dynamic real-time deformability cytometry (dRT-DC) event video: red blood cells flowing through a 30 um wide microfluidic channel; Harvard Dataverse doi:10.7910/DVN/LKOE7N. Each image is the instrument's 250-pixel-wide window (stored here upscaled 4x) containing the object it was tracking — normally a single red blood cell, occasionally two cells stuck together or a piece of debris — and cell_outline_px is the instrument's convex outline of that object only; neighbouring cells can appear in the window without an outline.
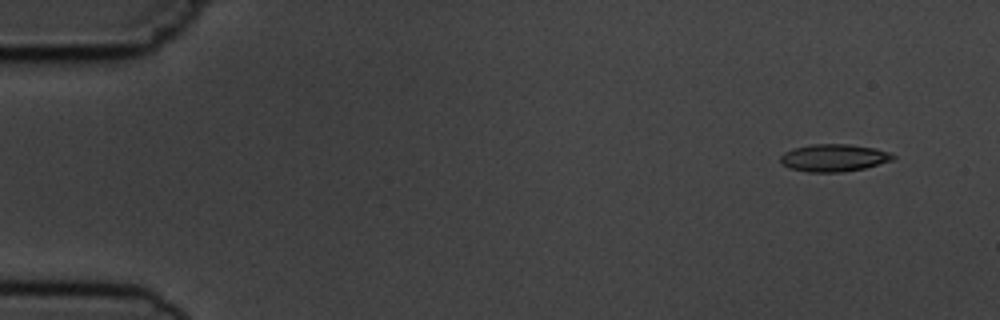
{"species": "common noctule bat (a hibernating species)", "species_latin": "Nyctalus noctula", "temperature_condition": "cold", "stored_images_in_passage": 8, "camera_frame_rate_fps": 3000, "um_per_image_px": 0.085, "animal": {"sex": "male", "body_mass_g": 19.5, "forearm_length_mm": 54.6}, "frame": {"image": 1, "passage_image": 1, "time_ms": 0.0, "image_size_px": [1000, 320], "cell_outline_px": [[896, 156], [892, 160], [864, 168], [844, 172], [808, 172], [788, 168], [780, 160], [780, 156], [784, 152], [792, 148], [812, 144], [848, 144], [872, 148], [888, 152]], "centroid_in_image_um": [70.83, 13.42], "position_along_channel_um": 14.2, "area_um2": 17.86}}
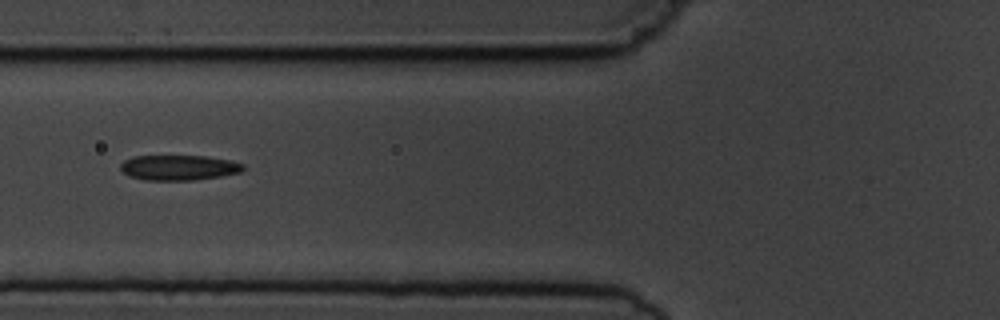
{"frame": {"image": 2, "passage_image": 6, "time_ms": 5.667, "image_size_px": [1000, 320], "cell_outline_px": [[244, 168], [240, 172], [220, 176], [192, 180], [144, 180], [128, 176], [120, 168], [120, 164], [124, 160], [132, 156], [208, 156], [228, 160], [244, 164]], "centroid_in_image_um": [15.16, 14.24], "position_along_channel_um": 110.6, "area_um2": 17.98}}
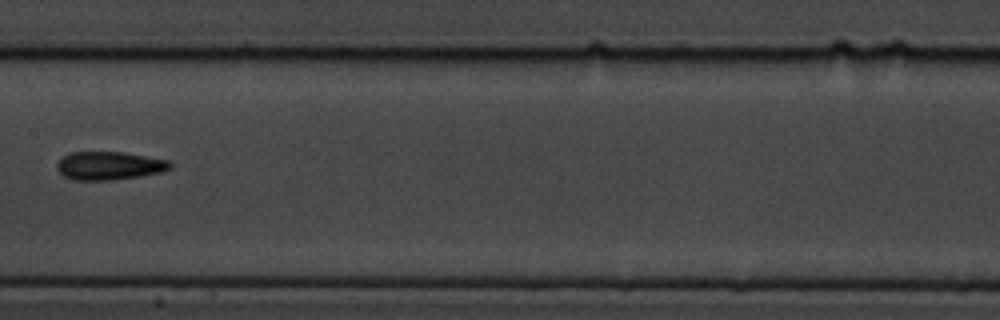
{"frame": {"image": 3, "passage_image": 8, "time_ms": 8.0, "image_size_px": [1000, 320], "cell_outline_px": [[172, 168], [160, 172], [140, 176], [112, 180], [72, 180], [64, 176], [56, 168], [56, 164], [68, 152], [124, 152], [168, 160], [172, 164]], "centroid_in_image_um": [9.27, 14.08], "position_along_channel_um": 198.1, "area_um2": 18.67}}